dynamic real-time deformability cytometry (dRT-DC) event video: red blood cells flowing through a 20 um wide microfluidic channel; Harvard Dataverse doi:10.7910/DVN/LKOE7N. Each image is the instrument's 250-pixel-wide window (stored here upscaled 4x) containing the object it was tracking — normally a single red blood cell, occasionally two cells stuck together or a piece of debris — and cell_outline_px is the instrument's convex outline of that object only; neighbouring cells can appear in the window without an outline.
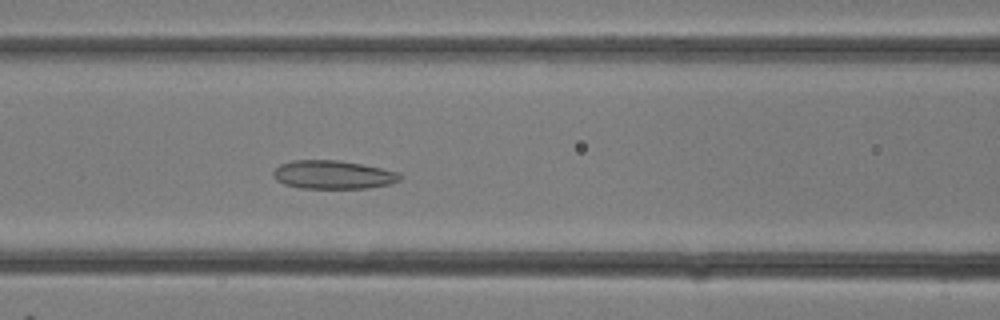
{"species": "common noctule bat (a hibernating species)", "species_latin": "Nyctalus noctula", "temperature_condition": "room temperature", "stored_images_in_passage": 30, "camera_frame_rate_fps": 3000, "um_per_image_px": 0.085, "animal": {"sex": "female"}, "frame": {"image": 1, "passage_image": 12, "time_ms": 3.667, "image_size_px": [1000, 320], "cell_outline_px": [[404, 176], [400, 180], [392, 184], [368, 188], [300, 188], [284, 184], [276, 180], [272, 176], [272, 172], [280, 164], [292, 160], [340, 160], [380, 168], [396, 172]], "centroid_in_image_um": [28.29, 14.85], "position_along_channel_um": 138.3, "area_um2": 21.1}}
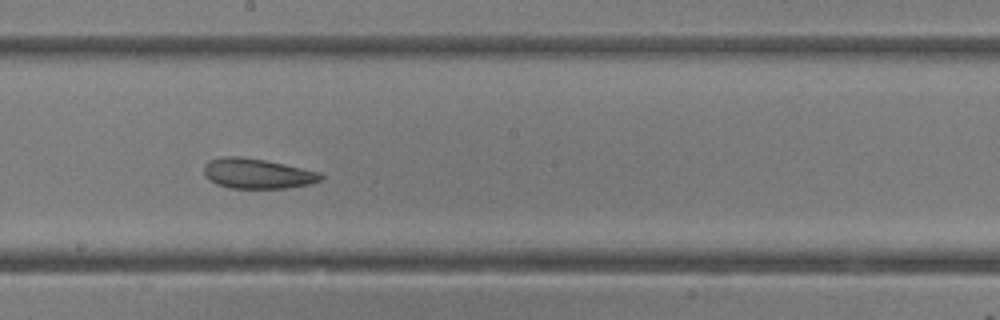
{"frame": {"image": 2, "passage_image": 16, "time_ms": 5.0, "image_size_px": [1000, 320], "cell_outline_px": [[324, 176], [320, 180], [312, 184], [288, 188], [228, 188], [216, 184], [208, 180], [204, 176], [204, 164], [208, 160], [224, 156], [240, 156], [264, 160], [284, 164], [320, 172]], "centroid_in_image_um": [21.84, 14.76], "position_along_channel_um": 226.4, "area_um2": 20.69}}
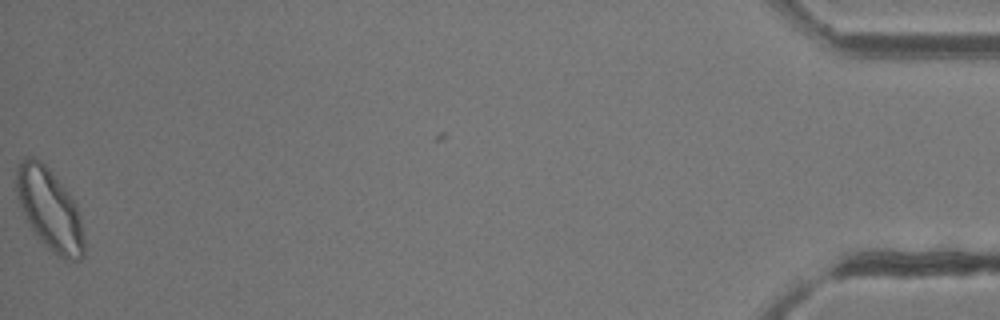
{"frame": {"image": 3, "passage_image": 30, "time_ms": 9.667, "image_size_px": [1000, 320], "cell_outline_px": [[84, 256], [80, 260], [64, 260], [56, 256], [36, 236], [16, 196], [16, 168], [24, 156], [32, 156], [40, 160], [48, 168], [64, 188], [76, 204], [80, 216], [84, 236]], "centroid_in_image_um": [4.22, 17.82], "position_along_channel_um": 431.0, "area_um2": 32.02}}